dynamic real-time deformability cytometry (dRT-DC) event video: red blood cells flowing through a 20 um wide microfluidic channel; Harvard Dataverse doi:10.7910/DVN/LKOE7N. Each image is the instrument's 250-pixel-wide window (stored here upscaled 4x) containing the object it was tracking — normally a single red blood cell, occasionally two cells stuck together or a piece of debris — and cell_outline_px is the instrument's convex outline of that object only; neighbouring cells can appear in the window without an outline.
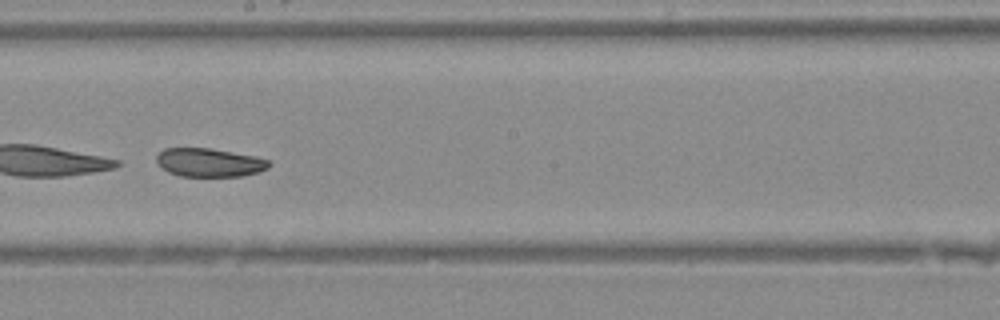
{"species": "Egyptian fruit bat (a non-hibernating species)", "species_latin": "Rousettus aegyptiacus", "temperature_condition": "warm", "stored_images_in_passage": 43, "camera_frame_rate_fps": 3000, "um_per_image_px": 0.085, "animal": {"sex": "female"}, "frame": {"image": 1, "passage_image": 25, "time_ms": 8.0, "image_size_px": [1000, 320], "cell_outline_px": [[272, 164], [268, 168], [260, 172], [240, 176], [180, 176], [168, 172], [156, 160], [156, 156], [164, 148], [208, 148], [252, 156], [268, 160]], "centroid_in_image_um": [17.8, 13.82], "position_along_channel_um": 230.4, "area_um2": 18.44}}
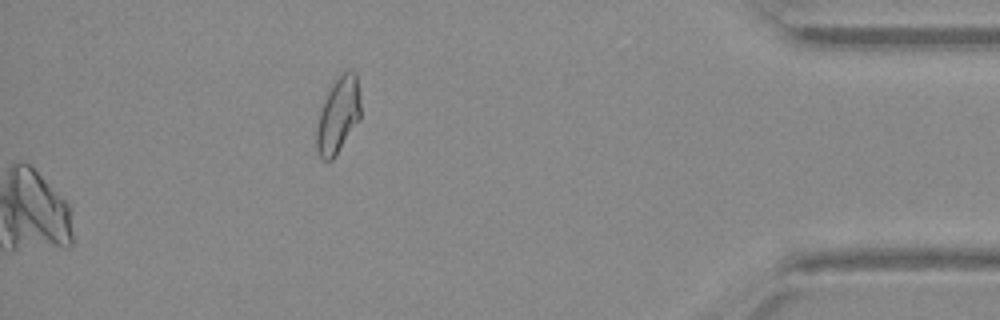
{"frame": {"image": 2, "passage_image": 43, "time_ms": 14.0, "image_size_px": [1000, 320], "cell_outline_px": [[360, 120], [332, 160], [324, 160], [320, 156], [316, 148], [316, 124], [320, 108], [332, 84], [348, 68], [352, 68], [356, 72], [360, 104]], "centroid_in_image_um": [28.74, 9.78], "position_along_channel_um": 406.5, "area_um2": 19.54}}